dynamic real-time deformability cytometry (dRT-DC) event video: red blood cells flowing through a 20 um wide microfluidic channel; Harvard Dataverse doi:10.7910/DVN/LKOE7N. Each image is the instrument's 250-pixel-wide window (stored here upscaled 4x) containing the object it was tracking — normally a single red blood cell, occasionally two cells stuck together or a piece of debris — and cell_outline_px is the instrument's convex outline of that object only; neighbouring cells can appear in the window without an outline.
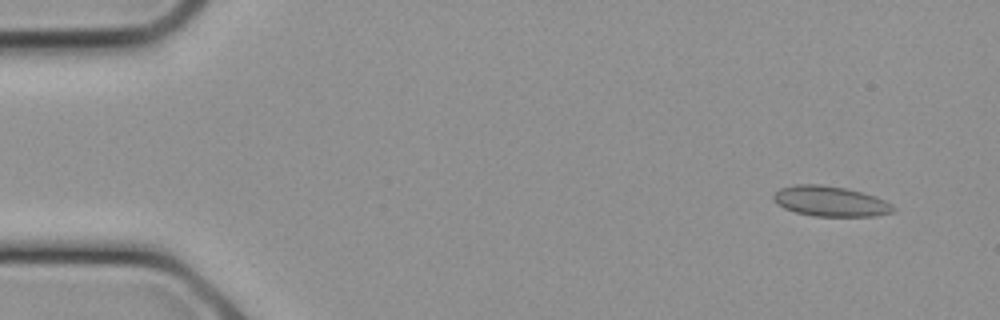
{"species": "common noctule bat (a hibernating species)", "species_latin": "Nyctalus noctula", "temperature_condition": "cold", "stored_images_in_passage": 24, "camera_frame_rate_fps": 3000, "um_per_image_px": 0.085, "animal": {"sex": "female", "body_mass_g": 21.9}, "frame": {"image": 1, "passage_image": 2, "time_ms": 0.333, "image_size_px": [1000, 320], "cell_outline_px": [[888, 212], [868, 216], [820, 216], [796, 212], [780, 204], [776, 200], [776, 192], [784, 188], [808, 184], [840, 188], [872, 196], [888, 204]], "centroid_in_image_um": [70.51, 17.13], "position_along_channel_um": 14.5, "area_um2": 19.07}}
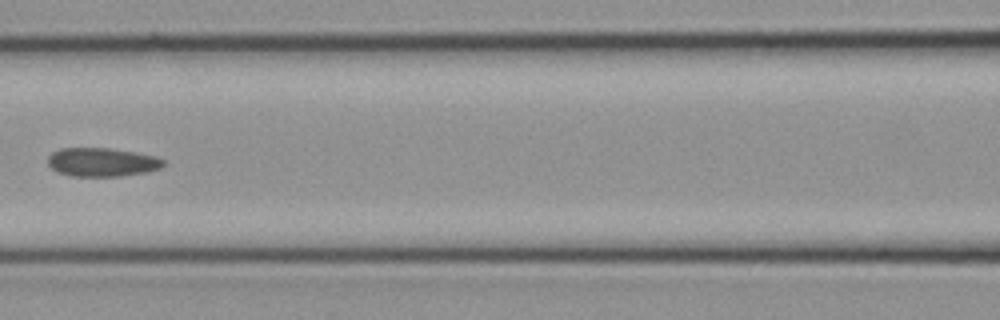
{"frame": {"image": 2, "passage_image": 11, "time_ms": 3.333, "image_size_px": [1000, 320], "cell_outline_px": [[164, 164], [156, 168], [140, 172], [112, 176], [80, 176], [60, 172], [52, 168], [48, 164], [48, 160], [52, 152], [64, 148], [104, 148], [152, 156], [164, 160]], "centroid_in_image_um": [8.58, 13.77], "position_along_channel_um": 158.0, "area_um2": 18.21}}
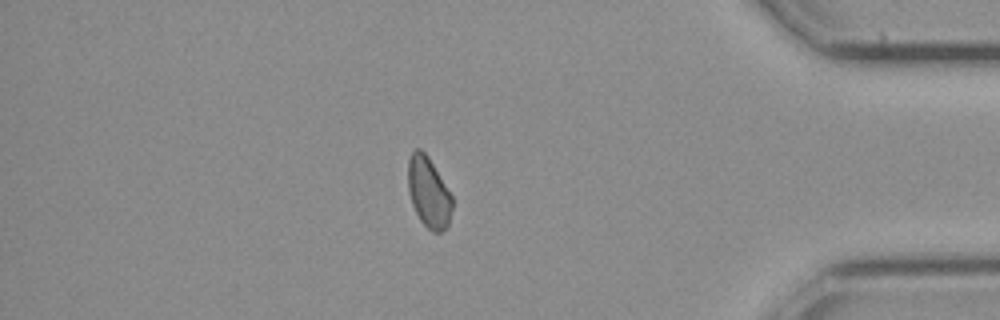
{"frame": {"image": 3, "passage_image": 21, "time_ms": 6.667, "image_size_px": [1000, 320], "cell_outline_px": [[452, 208], [448, 224], [440, 232], [436, 232], [428, 228], [424, 224], [416, 212], [408, 188], [408, 164], [412, 152], [416, 148], [420, 148], [424, 152], [432, 164], [452, 196]], "centroid_in_image_um": [36.43, 16.34], "position_along_channel_um": 398.8, "area_um2": 17.46}}